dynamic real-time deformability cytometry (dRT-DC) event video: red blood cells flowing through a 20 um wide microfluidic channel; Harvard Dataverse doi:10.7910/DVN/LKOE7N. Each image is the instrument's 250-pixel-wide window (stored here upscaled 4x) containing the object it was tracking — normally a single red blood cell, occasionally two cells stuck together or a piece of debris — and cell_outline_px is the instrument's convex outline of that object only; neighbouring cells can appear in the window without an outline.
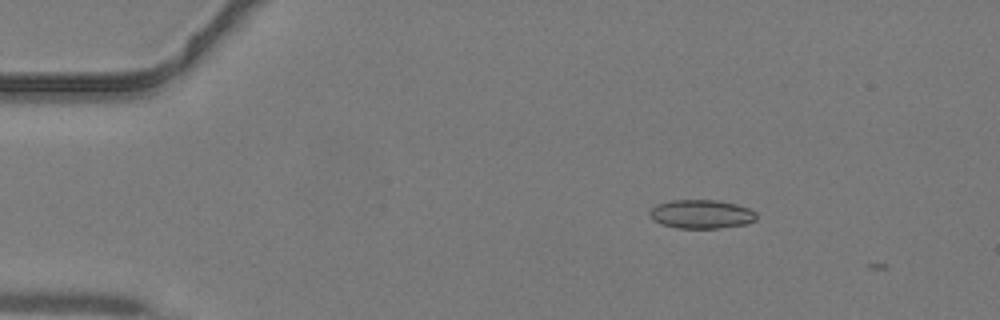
{"species": "common noctule bat (a hibernating species)", "species_latin": "Nyctalus noctula", "temperature_condition": "warm", "stored_images_in_passage": 3, "camera_frame_rate_fps": 3000, "um_per_image_px": 0.085, "animal": {"sex": "male", "body_mass_g": 19.2, "forearm_length_mm": 51.8}, "frame": {"image": 1, "passage_image": 1, "time_ms": 0.0, "image_size_px": [1000, 320], "cell_outline_px": [[756, 220], [744, 224], [716, 228], [676, 228], [660, 224], [648, 212], [656, 204], [672, 200], [716, 200], [736, 204], [748, 208], [756, 212]], "centroid_in_image_um": [59.61, 18.19], "position_along_channel_um": 25.4, "area_um2": 17.74}}